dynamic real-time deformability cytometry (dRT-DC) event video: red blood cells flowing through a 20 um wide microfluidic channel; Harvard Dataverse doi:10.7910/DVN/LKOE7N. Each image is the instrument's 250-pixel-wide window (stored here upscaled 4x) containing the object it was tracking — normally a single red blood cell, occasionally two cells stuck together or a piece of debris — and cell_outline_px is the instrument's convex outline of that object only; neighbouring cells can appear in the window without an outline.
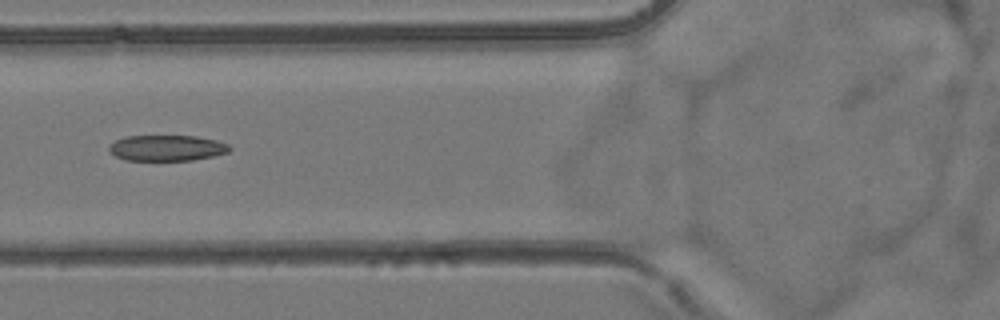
{"species": "common noctule bat (a hibernating species)", "species_latin": "Nyctalus noctula", "temperature_condition": "room temperature", "stored_images_in_passage": 2, "camera_frame_rate_fps": 3000, "um_per_image_px": 0.085, "animal": {"sex": "female", "body_mass_g": 24.6, "forearm_length_mm": 56.2}, "frame": {"image": 1, "passage_image": 2, "time_ms": 1.0, "image_size_px": [1000, 320], "cell_outline_px": [[232, 148], [228, 152], [212, 156], [192, 160], [124, 160], [108, 152], [108, 144], [124, 136], [196, 136], [216, 140], [228, 144]], "centroid_in_image_um": [14.14, 12.57], "position_along_channel_um": 111.7, "area_um2": 18.21}}